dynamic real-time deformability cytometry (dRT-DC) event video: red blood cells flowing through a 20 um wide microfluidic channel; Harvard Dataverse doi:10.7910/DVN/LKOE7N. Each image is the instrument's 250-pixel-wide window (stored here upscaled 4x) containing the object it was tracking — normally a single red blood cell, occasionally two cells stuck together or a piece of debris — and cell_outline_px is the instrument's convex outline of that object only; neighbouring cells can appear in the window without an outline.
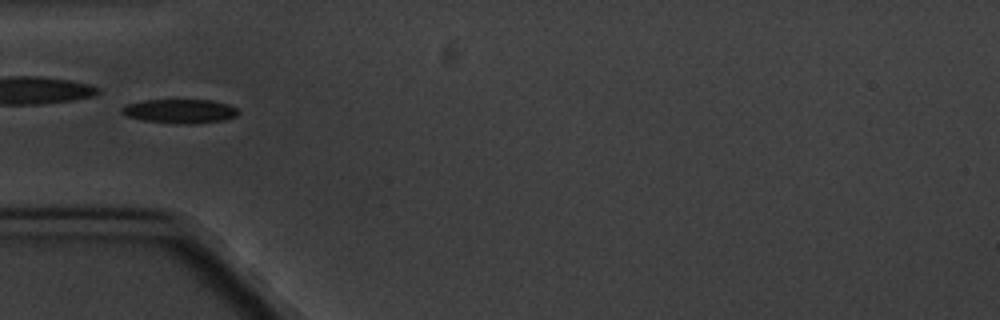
{"species": "common noctule bat (a hibernating species)", "species_latin": "Nyctalus noctula", "temperature_condition": "cold", "stored_images_in_passage": 8, "camera_frame_rate_fps": 3000, "um_per_image_px": 0.085, "animal": {"sex": "male", "body_mass_g": 20.1, "forearm_length_mm": 53.5}, "frame": {"image": 1, "passage_image": 5, "time_ms": 5.0, "image_size_px": [1000, 320], "cell_outline_px": [[240, 112], [236, 116], [224, 120], [192, 124], [176, 124], [144, 120], [128, 116], [120, 112], [120, 108], [124, 104], [140, 100], [212, 100], [228, 104], [240, 108]], "centroid_in_image_um": [15.3, 9.44], "position_along_channel_um": 69.7, "area_um2": 16.65}}